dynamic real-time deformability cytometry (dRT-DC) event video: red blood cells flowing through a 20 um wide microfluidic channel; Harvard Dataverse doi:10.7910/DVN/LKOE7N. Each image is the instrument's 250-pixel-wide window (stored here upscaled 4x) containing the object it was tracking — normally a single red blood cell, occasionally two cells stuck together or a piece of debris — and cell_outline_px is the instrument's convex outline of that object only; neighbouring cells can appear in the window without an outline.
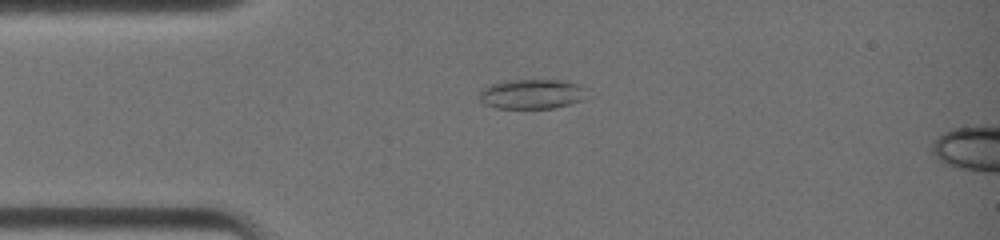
{"species": "common noctule bat (a hibernating species)", "species_latin": "Nyctalus noctula", "temperature_condition": "warm", "stored_images_in_passage": 12, "camera_frame_rate_fps": 3000, "um_per_image_px": 0.085, "animal": {"sex": "female", "body_mass_g": 19.0, "forearm_length_mm": 51.5}, "frame": {"image": 1, "passage_image": 10, "time_ms": 3.0, "image_size_px": [1000, 240], "cell_outline_px": [[588, 96], [584, 100], [552, 108], [496, 108], [484, 104], [480, 100], [480, 92], [484, 88], [492, 84], [504, 80], [564, 80], [580, 84], [588, 88]], "centroid_in_image_um": [45.28, 7.98], "position_along_channel_um": 39.7, "area_um2": 18.9}}